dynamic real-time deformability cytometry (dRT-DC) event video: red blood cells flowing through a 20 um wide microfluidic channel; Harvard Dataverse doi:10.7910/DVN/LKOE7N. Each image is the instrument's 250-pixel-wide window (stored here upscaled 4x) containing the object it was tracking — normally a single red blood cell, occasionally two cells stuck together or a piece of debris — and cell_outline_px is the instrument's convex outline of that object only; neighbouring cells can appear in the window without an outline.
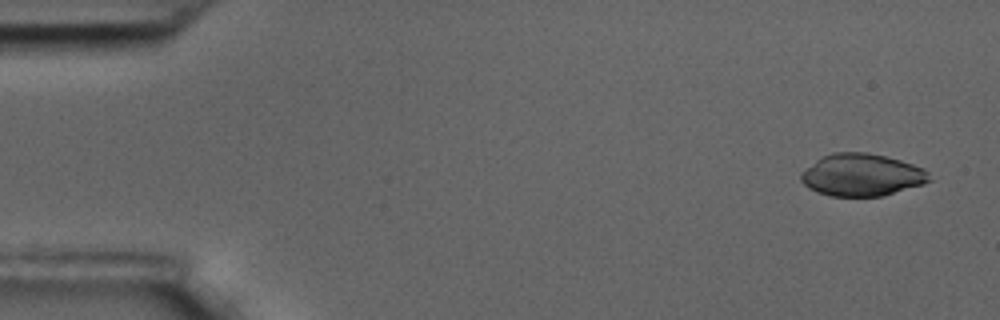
{"species": "common noctule bat (a hibernating species)", "species_latin": "Nyctalus noctula", "temperature_condition": "room temperature", "stored_images_in_passage": 5, "camera_frame_rate_fps": 3000, "um_per_image_px": 0.085, "animal": {"sex": "male", "body_mass_g": 17.5, "forearm_length_mm": 52.3}, "frame": {"image": 1, "passage_image": 1, "time_ms": 0.0, "image_size_px": [1000, 320], "cell_outline_px": [[932, 180], [924, 184], [884, 196], [832, 196], [816, 192], [808, 188], [800, 180], [800, 172], [820, 156], [832, 152], [868, 152], [900, 160], [924, 168], [928, 172]], "centroid_in_image_um": [73.23, 14.87], "position_along_channel_um": 11.8, "area_um2": 32.02}}